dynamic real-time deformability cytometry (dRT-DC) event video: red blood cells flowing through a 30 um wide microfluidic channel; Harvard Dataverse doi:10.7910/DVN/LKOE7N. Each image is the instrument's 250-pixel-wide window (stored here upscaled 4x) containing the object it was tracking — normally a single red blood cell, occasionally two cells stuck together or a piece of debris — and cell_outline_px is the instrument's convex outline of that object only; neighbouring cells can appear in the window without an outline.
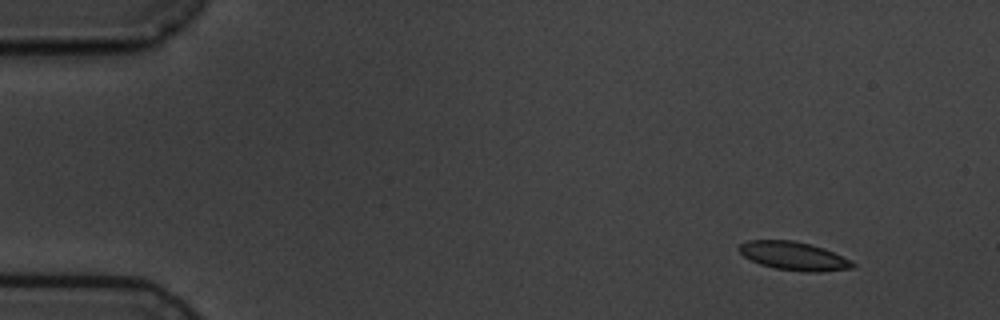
{"species": "common noctule bat (a hibernating species)", "species_latin": "Nyctalus noctula", "temperature_condition": "cold", "stored_images_in_passage": 9, "camera_frame_rate_fps": 3000, "um_per_image_px": 0.085, "animal": {"sex": "male", "body_mass_g": 19.5, "forearm_length_mm": 54.6}, "frame": {"image": 1, "passage_image": 1, "time_ms": 0.0, "image_size_px": [1000, 320], "cell_outline_px": [[856, 264], [852, 268], [820, 272], [804, 272], [776, 268], [760, 264], [744, 256], [736, 248], [740, 244], [748, 240], [792, 240], [824, 248], [852, 260]], "centroid_in_image_um": [67.48, 21.76], "position_along_channel_um": 17.5, "area_um2": 18.79}}
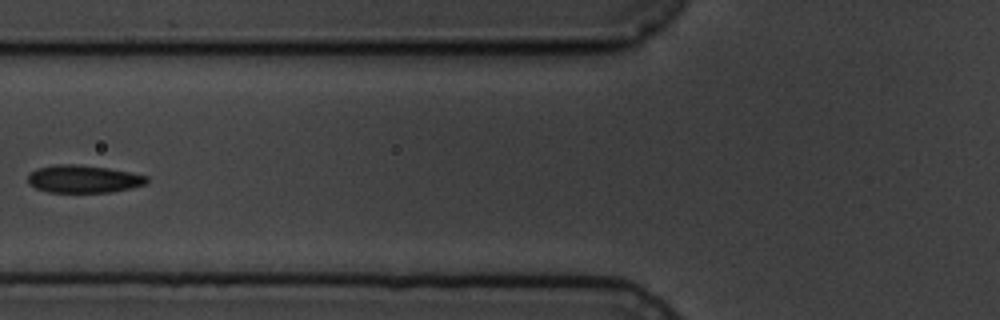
{"frame": {"image": 2, "passage_image": 6, "time_ms": 5.667, "image_size_px": [1000, 320], "cell_outline_px": [[148, 180], [144, 184], [112, 192], [48, 192], [36, 188], [28, 184], [28, 176], [36, 168], [56, 164], [76, 164], [108, 168], [148, 176]], "centroid_in_image_um": [7.05, 15.21], "position_along_channel_um": 118.7, "area_um2": 19.02}}
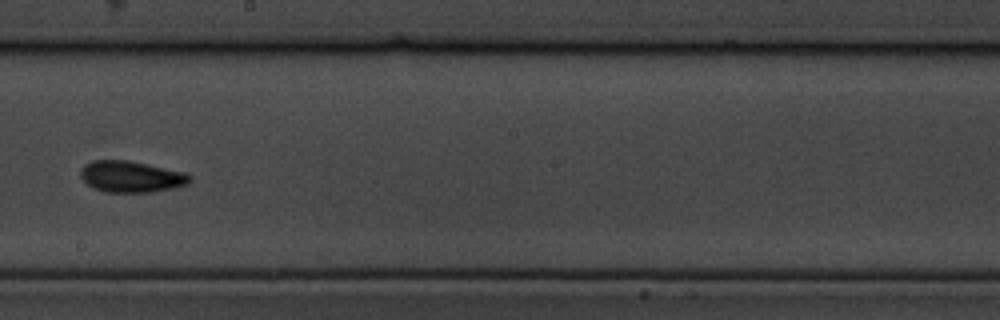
{"frame": {"image": 3, "passage_image": 9, "time_ms": 9.0, "image_size_px": [1000, 320], "cell_outline_px": [[192, 180], [188, 184], [172, 188], [152, 192], [104, 192], [92, 188], [80, 176], [80, 168], [84, 164], [92, 160], [128, 160], [184, 172], [192, 176]], "centroid_in_image_um": [11.13, 15.01], "position_along_channel_um": 237.1, "area_um2": 20.06}}